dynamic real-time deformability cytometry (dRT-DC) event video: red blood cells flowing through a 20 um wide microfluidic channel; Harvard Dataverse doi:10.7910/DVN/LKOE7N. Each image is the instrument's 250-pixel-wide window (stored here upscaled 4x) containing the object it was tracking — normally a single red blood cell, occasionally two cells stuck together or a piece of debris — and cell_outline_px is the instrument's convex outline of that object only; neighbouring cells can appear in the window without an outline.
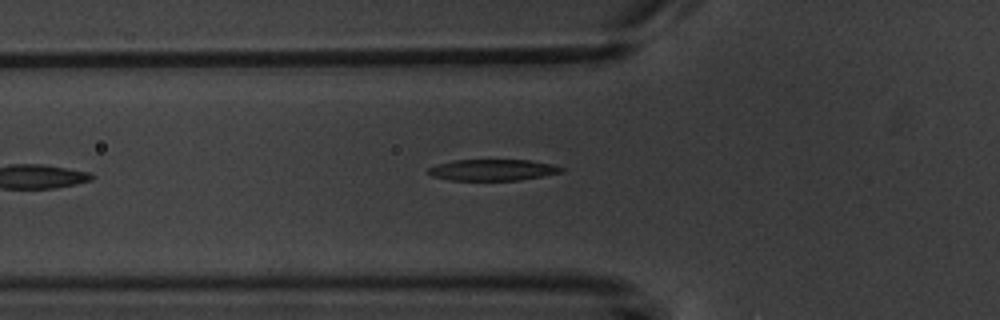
{"species": "common noctule bat (a hibernating species)", "species_latin": "Nyctalus noctula", "temperature_condition": "warm", "stored_images_in_passage": 6, "camera_frame_rate_fps": 3000, "um_per_image_px": 0.085, "animal": {"sex": "male", "body_mass_g": 20.1, "forearm_length_mm": 53.5}, "frame": {"image": 1, "passage_image": 6, "time_ms": 6.0, "image_size_px": [1000, 320], "cell_outline_px": [[564, 172], [520, 180], [452, 180], [432, 176], [428, 172], [428, 168], [452, 160], [528, 160], [552, 164], [564, 168]], "centroid_in_image_um": [41.91, 14.44], "position_along_channel_um": 83.9, "area_um2": 16.36}}